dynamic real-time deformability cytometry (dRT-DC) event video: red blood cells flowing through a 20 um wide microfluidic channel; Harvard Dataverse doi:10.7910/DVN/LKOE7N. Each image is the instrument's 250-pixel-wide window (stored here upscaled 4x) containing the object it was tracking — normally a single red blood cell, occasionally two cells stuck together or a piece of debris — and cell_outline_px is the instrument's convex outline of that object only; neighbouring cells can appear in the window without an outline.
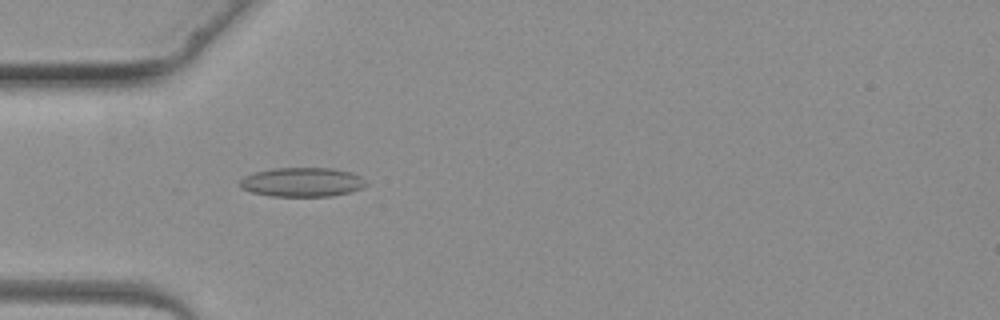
{"species": "common noctule bat (a hibernating species)", "species_latin": "Nyctalus noctula", "temperature_condition": "warm", "stored_images_in_passage": 4, "camera_frame_rate_fps": 3000, "um_per_image_px": 0.085, "animal": {"sex": "female", "body_mass_g": 19.3, "forearm_length_mm": 54.1}, "frame": {"image": 1, "passage_image": 4, "time_ms": 3.667, "image_size_px": [1000, 320], "cell_outline_px": [[368, 184], [360, 188], [348, 192], [332, 196], [272, 196], [252, 192], [240, 188], [240, 180], [244, 176], [256, 172], [272, 168], [332, 168], [352, 172], [360, 176]], "centroid_in_image_um": [25.67, 15.47], "position_along_channel_um": 59.3, "area_um2": 21.39}}